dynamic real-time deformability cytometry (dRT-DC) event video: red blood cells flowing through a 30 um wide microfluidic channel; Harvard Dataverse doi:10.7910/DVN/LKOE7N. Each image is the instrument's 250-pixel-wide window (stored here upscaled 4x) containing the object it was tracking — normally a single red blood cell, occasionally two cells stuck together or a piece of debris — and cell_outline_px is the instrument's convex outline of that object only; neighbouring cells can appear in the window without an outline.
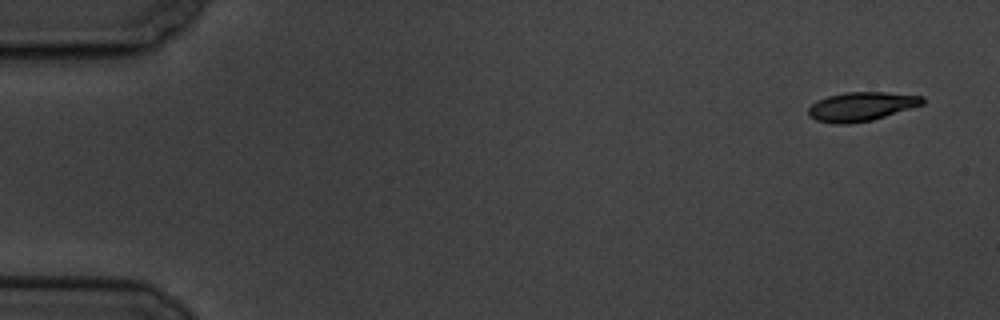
{"species": "common noctule bat (a hibernating species)", "species_latin": "Nyctalus noctula", "temperature_condition": "cold", "stored_images_in_passage": 5, "camera_frame_rate_fps": 3000, "um_per_image_px": 0.085, "animal": {"sex": "male", "body_mass_g": 19.5, "forearm_length_mm": 54.6}, "frame": {"image": 1, "passage_image": 1, "time_ms": 0.0, "image_size_px": [1000, 320], "cell_outline_px": [[924, 104], [872, 120], [848, 124], [832, 124], [816, 120], [808, 116], [808, 108], [816, 100], [828, 96], [844, 92], [884, 92], [924, 96]], "centroid_in_image_um": [73.18, 9.05], "position_along_channel_um": 11.8, "area_um2": 19.36}}
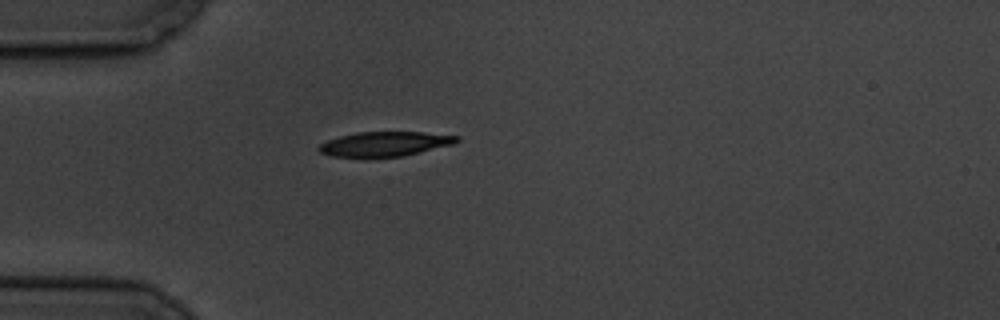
{"frame": {"image": 2, "passage_image": 5, "time_ms": 4.667, "image_size_px": [1000, 320], "cell_outline_px": [[460, 140], [456, 144], [404, 156], [364, 160], [332, 156], [320, 152], [316, 148], [320, 144], [328, 140], [340, 136], [356, 132], [424, 132], [460, 136]], "centroid_in_image_um": [32.7, 12.28], "position_along_channel_um": 52.3, "area_um2": 20.75}}